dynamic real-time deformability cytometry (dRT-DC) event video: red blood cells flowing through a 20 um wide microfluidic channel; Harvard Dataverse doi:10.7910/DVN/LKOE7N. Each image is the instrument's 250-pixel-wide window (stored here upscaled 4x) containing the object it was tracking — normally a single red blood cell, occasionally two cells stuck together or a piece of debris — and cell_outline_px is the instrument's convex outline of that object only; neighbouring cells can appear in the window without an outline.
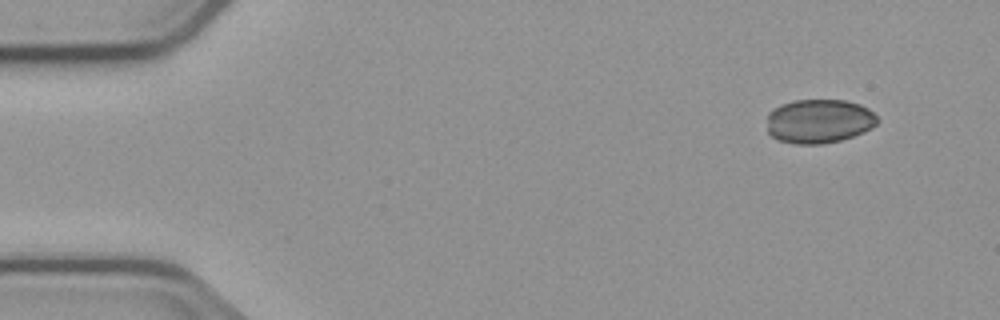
{"species": "common noctule bat (a hibernating species)", "species_latin": "Nyctalus noctula", "temperature_condition": "cold", "stored_images_in_passage": 4, "camera_frame_rate_fps": 3000, "um_per_image_px": 0.085, "animal": {"sex": "male", "body_mass_g": 23.1, "forearm_length_mm": 52.7}, "frame": {"image": 1, "passage_image": 1, "time_ms": 0.0, "image_size_px": [1000, 320], "cell_outline_px": [[880, 120], [872, 128], [864, 132], [840, 140], [824, 144], [796, 144], [776, 140], [768, 132], [768, 112], [780, 104], [796, 100], [844, 100], [860, 104], [868, 108]], "centroid_in_image_um": [69.62, 10.3], "position_along_channel_um": 15.4, "area_um2": 28.55}}
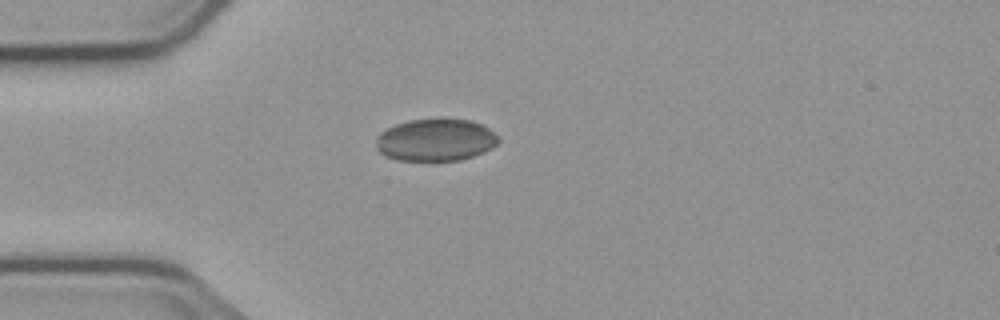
{"frame": {"image": 2, "passage_image": 3, "time_ms": 3.333, "image_size_px": [1000, 320], "cell_outline_px": [[500, 140], [492, 148], [472, 156], [460, 160], [396, 160], [384, 156], [376, 148], [376, 136], [380, 132], [396, 124], [408, 120], [472, 120], [488, 128]], "centroid_in_image_um": [36.98, 11.91], "position_along_channel_um": 48.0, "area_um2": 29.77}}